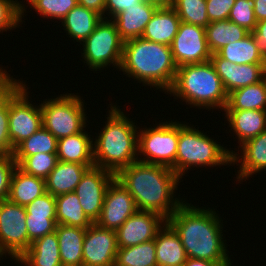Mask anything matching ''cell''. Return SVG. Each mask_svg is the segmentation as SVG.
Segmentation results:
<instances>
[{"instance_id":"4316f807","label":"cell","mask_w":266,"mask_h":266,"mask_svg":"<svg viewBox=\"0 0 266 266\" xmlns=\"http://www.w3.org/2000/svg\"><path fill=\"white\" fill-rule=\"evenodd\" d=\"M46 193L45 179L35 177L16 166L10 183L8 200L26 207Z\"/></svg>"},{"instance_id":"ffe728a7","label":"cell","mask_w":266,"mask_h":266,"mask_svg":"<svg viewBox=\"0 0 266 266\" xmlns=\"http://www.w3.org/2000/svg\"><path fill=\"white\" fill-rule=\"evenodd\" d=\"M225 122L228 123L229 132L236 136L237 143L244 142L258 136L266 129V110H239L222 111Z\"/></svg>"},{"instance_id":"e575fe53","label":"cell","mask_w":266,"mask_h":266,"mask_svg":"<svg viewBox=\"0 0 266 266\" xmlns=\"http://www.w3.org/2000/svg\"><path fill=\"white\" fill-rule=\"evenodd\" d=\"M9 70L0 67V155H11L9 138Z\"/></svg>"},{"instance_id":"9a60e30c","label":"cell","mask_w":266,"mask_h":266,"mask_svg":"<svg viewBox=\"0 0 266 266\" xmlns=\"http://www.w3.org/2000/svg\"><path fill=\"white\" fill-rule=\"evenodd\" d=\"M117 250L116 232L93 223L86 228L82 266H114Z\"/></svg>"},{"instance_id":"836d02e7","label":"cell","mask_w":266,"mask_h":266,"mask_svg":"<svg viewBox=\"0 0 266 266\" xmlns=\"http://www.w3.org/2000/svg\"><path fill=\"white\" fill-rule=\"evenodd\" d=\"M114 266H158L155 240L118 248Z\"/></svg>"},{"instance_id":"52a82bcc","label":"cell","mask_w":266,"mask_h":266,"mask_svg":"<svg viewBox=\"0 0 266 266\" xmlns=\"http://www.w3.org/2000/svg\"><path fill=\"white\" fill-rule=\"evenodd\" d=\"M77 94L67 92L41 101L43 127L58 140L78 134L89 125L85 100Z\"/></svg>"},{"instance_id":"cb8c5ba5","label":"cell","mask_w":266,"mask_h":266,"mask_svg":"<svg viewBox=\"0 0 266 266\" xmlns=\"http://www.w3.org/2000/svg\"><path fill=\"white\" fill-rule=\"evenodd\" d=\"M158 266H184L187 260L181 239L174 228L166 222L155 237Z\"/></svg>"},{"instance_id":"1f68e13d","label":"cell","mask_w":266,"mask_h":266,"mask_svg":"<svg viewBox=\"0 0 266 266\" xmlns=\"http://www.w3.org/2000/svg\"><path fill=\"white\" fill-rule=\"evenodd\" d=\"M217 54L231 63L242 64H266L257 47L251 33L237 42L229 43L221 48Z\"/></svg>"},{"instance_id":"484cf974","label":"cell","mask_w":266,"mask_h":266,"mask_svg":"<svg viewBox=\"0 0 266 266\" xmlns=\"http://www.w3.org/2000/svg\"><path fill=\"white\" fill-rule=\"evenodd\" d=\"M102 18L95 11L78 4L60 22L66 36L74 43L81 44L93 33Z\"/></svg>"},{"instance_id":"f546056e","label":"cell","mask_w":266,"mask_h":266,"mask_svg":"<svg viewBox=\"0 0 266 266\" xmlns=\"http://www.w3.org/2000/svg\"><path fill=\"white\" fill-rule=\"evenodd\" d=\"M205 31L211 53H217L227 44L242 40L250 33L244 27L228 19L210 22Z\"/></svg>"},{"instance_id":"8992f818","label":"cell","mask_w":266,"mask_h":266,"mask_svg":"<svg viewBox=\"0 0 266 266\" xmlns=\"http://www.w3.org/2000/svg\"><path fill=\"white\" fill-rule=\"evenodd\" d=\"M187 123V124H186ZM188 122L179 123L176 174L182 179L192 168L231 166L233 150ZM215 140V141H214ZM229 165V166H228ZM184 175V176H183Z\"/></svg>"},{"instance_id":"7bdbcfd3","label":"cell","mask_w":266,"mask_h":266,"mask_svg":"<svg viewBox=\"0 0 266 266\" xmlns=\"http://www.w3.org/2000/svg\"><path fill=\"white\" fill-rule=\"evenodd\" d=\"M16 166L13 155H0V201L8 198L11 177Z\"/></svg>"},{"instance_id":"4dcf8cb0","label":"cell","mask_w":266,"mask_h":266,"mask_svg":"<svg viewBox=\"0 0 266 266\" xmlns=\"http://www.w3.org/2000/svg\"><path fill=\"white\" fill-rule=\"evenodd\" d=\"M57 224L88 228L93 222L83 212L76 193L69 192L55 196Z\"/></svg>"},{"instance_id":"ab89813d","label":"cell","mask_w":266,"mask_h":266,"mask_svg":"<svg viewBox=\"0 0 266 266\" xmlns=\"http://www.w3.org/2000/svg\"><path fill=\"white\" fill-rule=\"evenodd\" d=\"M254 7V0H236L230 11L228 20L244 27L251 33L257 24Z\"/></svg>"},{"instance_id":"e0dca14e","label":"cell","mask_w":266,"mask_h":266,"mask_svg":"<svg viewBox=\"0 0 266 266\" xmlns=\"http://www.w3.org/2000/svg\"><path fill=\"white\" fill-rule=\"evenodd\" d=\"M210 62L221 79L227 94L241 87L262 81L266 77V64L237 65L212 53Z\"/></svg>"},{"instance_id":"60d3db41","label":"cell","mask_w":266,"mask_h":266,"mask_svg":"<svg viewBox=\"0 0 266 266\" xmlns=\"http://www.w3.org/2000/svg\"><path fill=\"white\" fill-rule=\"evenodd\" d=\"M26 225L28 231V239L34 240L50 234L55 231L57 225L56 218H46V216L27 215Z\"/></svg>"},{"instance_id":"7a4b0ae2","label":"cell","mask_w":266,"mask_h":266,"mask_svg":"<svg viewBox=\"0 0 266 266\" xmlns=\"http://www.w3.org/2000/svg\"><path fill=\"white\" fill-rule=\"evenodd\" d=\"M115 179L132 195L137 210L152 211L168 219L185 201L183 196H175L183 180L167 166L136 161L120 169Z\"/></svg>"},{"instance_id":"8fae6325","label":"cell","mask_w":266,"mask_h":266,"mask_svg":"<svg viewBox=\"0 0 266 266\" xmlns=\"http://www.w3.org/2000/svg\"><path fill=\"white\" fill-rule=\"evenodd\" d=\"M26 216L27 211L24 206L8 199L0 201V261L7 255L10 256L8 257L10 261L16 262L31 246Z\"/></svg>"},{"instance_id":"5b68a950","label":"cell","mask_w":266,"mask_h":266,"mask_svg":"<svg viewBox=\"0 0 266 266\" xmlns=\"http://www.w3.org/2000/svg\"><path fill=\"white\" fill-rule=\"evenodd\" d=\"M164 94L181 99L179 102L190 108L212 109V113L213 109L224 110L228 102V94L210 61L177 67L174 82Z\"/></svg>"},{"instance_id":"d4e9b609","label":"cell","mask_w":266,"mask_h":266,"mask_svg":"<svg viewBox=\"0 0 266 266\" xmlns=\"http://www.w3.org/2000/svg\"><path fill=\"white\" fill-rule=\"evenodd\" d=\"M89 134V135H88ZM86 128L75 135L58 140V161L78 163L81 165H94L93 138Z\"/></svg>"},{"instance_id":"f1b7e54d","label":"cell","mask_w":266,"mask_h":266,"mask_svg":"<svg viewBox=\"0 0 266 266\" xmlns=\"http://www.w3.org/2000/svg\"><path fill=\"white\" fill-rule=\"evenodd\" d=\"M239 110H266V77L258 83L228 94V102L223 111Z\"/></svg>"},{"instance_id":"816d5d0a","label":"cell","mask_w":266,"mask_h":266,"mask_svg":"<svg viewBox=\"0 0 266 266\" xmlns=\"http://www.w3.org/2000/svg\"><path fill=\"white\" fill-rule=\"evenodd\" d=\"M25 1L27 2L28 0H24V1L22 0V1H20V5L21 6L25 5Z\"/></svg>"},{"instance_id":"c3c4849f","label":"cell","mask_w":266,"mask_h":266,"mask_svg":"<svg viewBox=\"0 0 266 266\" xmlns=\"http://www.w3.org/2000/svg\"><path fill=\"white\" fill-rule=\"evenodd\" d=\"M184 266H234L232 263H217L204 259L187 258Z\"/></svg>"},{"instance_id":"6da1fadb","label":"cell","mask_w":266,"mask_h":266,"mask_svg":"<svg viewBox=\"0 0 266 266\" xmlns=\"http://www.w3.org/2000/svg\"><path fill=\"white\" fill-rule=\"evenodd\" d=\"M201 207L185 200L167 219L178 233L187 258L233 263L223 237V219L215 208Z\"/></svg>"},{"instance_id":"681fc988","label":"cell","mask_w":266,"mask_h":266,"mask_svg":"<svg viewBox=\"0 0 266 266\" xmlns=\"http://www.w3.org/2000/svg\"><path fill=\"white\" fill-rule=\"evenodd\" d=\"M254 14L257 22L266 20V0H254Z\"/></svg>"},{"instance_id":"4fadbf2b","label":"cell","mask_w":266,"mask_h":266,"mask_svg":"<svg viewBox=\"0 0 266 266\" xmlns=\"http://www.w3.org/2000/svg\"><path fill=\"white\" fill-rule=\"evenodd\" d=\"M114 179L113 172L93 166L75 188L83 212L93 223L100 217L107 188Z\"/></svg>"},{"instance_id":"9c48e42d","label":"cell","mask_w":266,"mask_h":266,"mask_svg":"<svg viewBox=\"0 0 266 266\" xmlns=\"http://www.w3.org/2000/svg\"><path fill=\"white\" fill-rule=\"evenodd\" d=\"M170 120L156 122L157 126L152 123L153 127H139L138 161L167 166L176 173L180 121Z\"/></svg>"},{"instance_id":"f35d334b","label":"cell","mask_w":266,"mask_h":266,"mask_svg":"<svg viewBox=\"0 0 266 266\" xmlns=\"http://www.w3.org/2000/svg\"><path fill=\"white\" fill-rule=\"evenodd\" d=\"M23 22L22 6L18 0H0V34L19 28Z\"/></svg>"},{"instance_id":"ee69618b","label":"cell","mask_w":266,"mask_h":266,"mask_svg":"<svg viewBox=\"0 0 266 266\" xmlns=\"http://www.w3.org/2000/svg\"><path fill=\"white\" fill-rule=\"evenodd\" d=\"M236 0H206L210 22L228 19Z\"/></svg>"},{"instance_id":"7402d4cb","label":"cell","mask_w":266,"mask_h":266,"mask_svg":"<svg viewBox=\"0 0 266 266\" xmlns=\"http://www.w3.org/2000/svg\"><path fill=\"white\" fill-rule=\"evenodd\" d=\"M16 263L17 266H62L55 231L34 240Z\"/></svg>"},{"instance_id":"d6986e66","label":"cell","mask_w":266,"mask_h":266,"mask_svg":"<svg viewBox=\"0 0 266 266\" xmlns=\"http://www.w3.org/2000/svg\"><path fill=\"white\" fill-rule=\"evenodd\" d=\"M158 7V4L144 0L139 6L127 8L117 14L112 20L120 37L124 41L141 37Z\"/></svg>"},{"instance_id":"d590c367","label":"cell","mask_w":266,"mask_h":266,"mask_svg":"<svg viewBox=\"0 0 266 266\" xmlns=\"http://www.w3.org/2000/svg\"><path fill=\"white\" fill-rule=\"evenodd\" d=\"M28 5L22 6V19L27 16L26 9L29 6L35 9L36 14H40L42 18L59 20L58 23L76 6L77 0H28L25 2ZM26 14V15H25Z\"/></svg>"},{"instance_id":"2e32d148","label":"cell","mask_w":266,"mask_h":266,"mask_svg":"<svg viewBox=\"0 0 266 266\" xmlns=\"http://www.w3.org/2000/svg\"><path fill=\"white\" fill-rule=\"evenodd\" d=\"M136 211L132 195L114 179L107 188L100 217L95 223L102 228L116 231Z\"/></svg>"},{"instance_id":"30bf717a","label":"cell","mask_w":266,"mask_h":266,"mask_svg":"<svg viewBox=\"0 0 266 266\" xmlns=\"http://www.w3.org/2000/svg\"><path fill=\"white\" fill-rule=\"evenodd\" d=\"M81 45V60L94 73L108 70L110 65L116 69L120 68L124 40L112 19L102 18L93 33Z\"/></svg>"},{"instance_id":"603a6c76","label":"cell","mask_w":266,"mask_h":266,"mask_svg":"<svg viewBox=\"0 0 266 266\" xmlns=\"http://www.w3.org/2000/svg\"><path fill=\"white\" fill-rule=\"evenodd\" d=\"M93 166L58 161L45 179L46 192L58 196L75 191L84 173Z\"/></svg>"},{"instance_id":"3957f363","label":"cell","mask_w":266,"mask_h":266,"mask_svg":"<svg viewBox=\"0 0 266 266\" xmlns=\"http://www.w3.org/2000/svg\"><path fill=\"white\" fill-rule=\"evenodd\" d=\"M109 103L105 126L93 137V160L94 166L116 174L138 161L139 127L117 103Z\"/></svg>"},{"instance_id":"d6a6232c","label":"cell","mask_w":266,"mask_h":266,"mask_svg":"<svg viewBox=\"0 0 266 266\" xmlns=\"http://www.w3.org/2000/svg\"><path fill=\"white\" fill-rule=\"evenodd\" d=\"M57 146L58 139L42 127L14 149L13 157L18 166L27 156L39 153H57Z\"/></svg>"},{"instance_id":"7c38bea8","label":"cell","mask_w":266,"mask_h":266,"mask_svg":"<svg viewBox=\"0 0 266 266\" xmlns=\"http://www.w3.org/2000/svg\"><path fill=\"white\" fill-rule=\"evenodd\" d=\"M173 60L177 67L210 61L205 28L180 22L171 45Z\"/></svg>"},{"instance_id":"bcb514c9","label":"cell","mask_w":266,"mask_h":266,"mask_svg":"<svg viewBox=\"0 0 266 266\" xmlns=\"http://www.w3.org/2000/svg\"><path fill=\"white\" fill-rule=\"evenodd\" d=\"M251 34L256 41L260 54L266 60V20L257 22Z\"/></svg>"},{"instance_id":"ba28073f","label":"cell","mask_w":266,"mask_h":266,"mask_svg":"<svg viewBox=\"0 0 266 266\" xmlns=\"http://www.w3.org/2000/svg\"><path fill=\"white\" fill-rule=\"evenodd\" d=\"M24 83V84H23ZM25 81L9 74V138L11 155L25 139L43 127L41 104L32 103ZM30 98V99H29ZM31 101V102H30ZM36 104V105H35Z\"/></svg>"},{"instance_id":"5bb4252c","label":"cell","mask_w":266,"mask_h":266,"mask_svg":"<svg viewBox=\"0 0 266 266\" xmlns=\"http://www.w3.org/2000/svg\"><path fill=\"white\" fill-rule=\"evenodd\" d=\"M167 222L152 211L137 210L115 232L118 248L131 247L155 239Z\"/></svg>"},{"instance_id":"8d00e7d4","label":"cell","mask_w":266,"mask_h":266,"mask_svg":"<svg viewBox=\"0 0 266 266\" xmlns=\"http://www.w3.org/2000/svg\"><path fill=\"white\" fill-rule=\"evenodd\" d=\"M172 7L182 22L204 28L210 23L207 17L206 0H174Z\"/></svg>"},{"instance_id":"44dd1931","label":"cell","mask_w":266,"mask_h":266,"mask_svg":"<svg viewBox=\"0 0 266 266\" xmlns=\"http://www.w3.org/2000/svg\"><path fill=\"white\" fill-rule=\"evenodd\" d=\"M180 22L181 20L172 6H159L147 23L141 37L170 46L178 32Z\"/></svg>"},{"instance_id":"f6af8a7d","label":"cell","mask_w":266,"mask_h":266,"mask_svg":"<svg viewBox=\"0 0 266 266\" xmlns=\"http://www.w3.org/2000/svg\"><path fill=\"white\" fill-rule=\"evenodd\" d=\"M143 1L144 0H105V19H113L120 12L127 10V8L139 6Z\"/></svg>"},{"instance_id":"b9f144b4","label":"cell","mask_w":266,"mask_h":266,"mask_svg":"<svg viewBox=\"0 0 266 266\" xmlns=\"http://www.w3.org/2000/svg\"><path fill=\"white\" fill-rule=\"evenodd\" d=\"M27 215L46 216V218H56V199L55 196L46 192L36 198L26 207Z\"/></svg>"},{"instance_id":"f907efd6","label":"cell","mask_w":266,"mask_h":266,"mask_svg":"<svg viewBox=\"0 0 266 266\" xmlns=\"http://www.w3.org/2000/svg\"><path fill=\"white\" fill-rule=\"evenodd\" d=\"M158 4L159 6H172L174 0H147Z\"/></svg>"},{"instance_id":"277c9868","label":"cell","mask_w":266,"mask_h":266,"mask_svg":"<svg viewBox=\"0 0 266 266\" xmlns=\"http://www.w3.org/2000/svg\"><path fill=\"white\" fill-rule=\"evenodd\" d=\"M119 71L151 90L166 93L174 82L177 66L169 45L139 37L124 41Z\"/></svg>"},{"instance_id":"83f0119b","label":"cell","mask_w":266,"mask_h":266,"mask_svg":"<svg viewBox=\"0 0 266 266\" xmlns=\"http://www.w3.org/2000/svg\"><path fill=\"white\" fill-rule=\"evenodd\" d=\"M55 233L58 238L62 266H82L86 229L57 224Z\"/></svg>"},{"instance_id":"ac0fdd59","label":"cell","mask_w":266,"mask_h":266,"mask_svg":"<svg viewBox=\"0 0 266 266\" xmlns=\"http://www.w3.org/2000/svg\"><path fill=\"white\" fill-rule=\"evenodd\" d=\"M240 149V150H239ZM238 151V152H237ZM240 151V153H239ZM239 155V156H238ZM231 164L235 165L237 172L235 171L236 182L242 184L245 180L249 181V178L253 175L260 174L266 170V129L258 136L244 142L237 147L231 156ZM238 173V174H237Z\"/></svg>"},{"instance_id":"74e56055","label":"cell","mask_w":266,"mask_h":266,"mask_svg":"<svg viewBox=\"0 0 266 266\" xmlns=\"http://www.w3.org/2000/svg\"><path fill=\"white\" fill-rule=\"evenodd\" d=\"M57 162V153H39L27 156L18 167L27 174L46 179Z\"/></svg>"},{"instance_id":"7dc6e473","label":"cell","mask_w":266,"mask_h":266,"mask_svg":"<svg viewBox=\"0 0 266 266\" xmlns=\"http://www.w3.org/2000/svg\"><path fill=\"white\" fill-rule=\"evenodd\" d=\"M78 4L91 9L105 18V0H77Z\"/></svg>"}]
</instances>
